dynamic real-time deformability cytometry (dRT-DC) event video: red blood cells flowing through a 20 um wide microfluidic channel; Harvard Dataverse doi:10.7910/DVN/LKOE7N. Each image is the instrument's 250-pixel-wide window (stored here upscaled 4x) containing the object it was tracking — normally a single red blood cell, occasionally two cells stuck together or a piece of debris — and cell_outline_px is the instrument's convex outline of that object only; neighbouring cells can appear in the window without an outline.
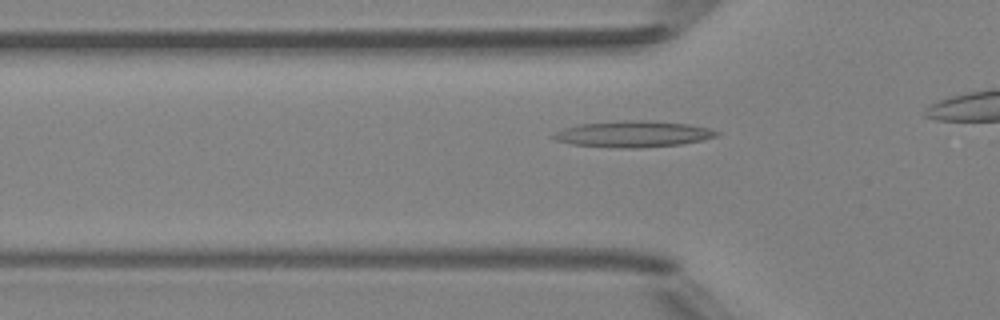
{"species": "Egyptian fruit bat (a non-hibernating species)", "species_latin": "Rousettus aegyptiacus", "temperature_condition": "room temperature", "stored_images_in_passage": 34, "camera_frame_rate_fps": 3000, "um_per_image_px": 0.085, "animal": {"sex": "female"}, "frame": {"image": 1, "passage_image": 11, "time_ms": 3.333, "image_size_px": [1000, 320], "cell_outline_px": [[720, 132], [716, 136], [700, 140], [680, 144], [640, 148], [620, 148], [572, 144], [556, 140], [548, 136], [564, 128], [580, 124], [628, 120], [644, 120], [688, 124], [708, 128]], "centroid_in_image_um": [53.78, 11.39], "position_along_channel_um": 72.0, "area_um2": 24.68}}
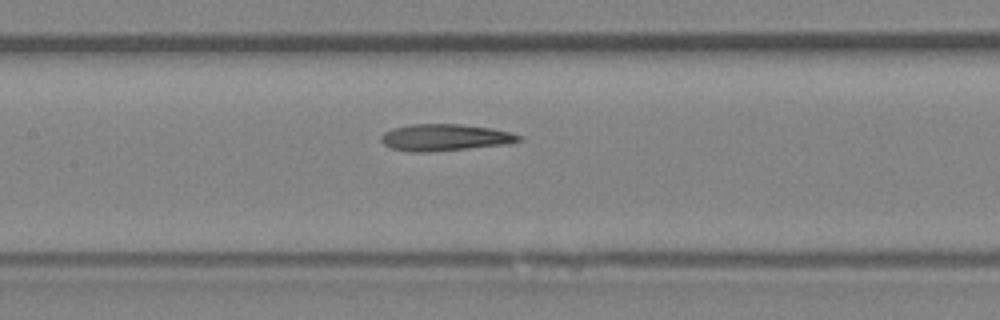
{"frame": {"image": 2, "passage_image": 18, "time_ms": 5.667, "image_size_px": [1000, 320], "cell_outline_px": [[524, 140], [508, 144], [468, 148], [424, 152], [412, 152], [392, 148], [384, 144], [380, 140], [380, 136], [384, 132], [392, 128], [412, 124], [460, 124], [492, 128], [524, 136]], "centroid_in_image_um": [37.83, 11.68], "position_along_channel_um": 169.6, "area_um2": 21.44}}
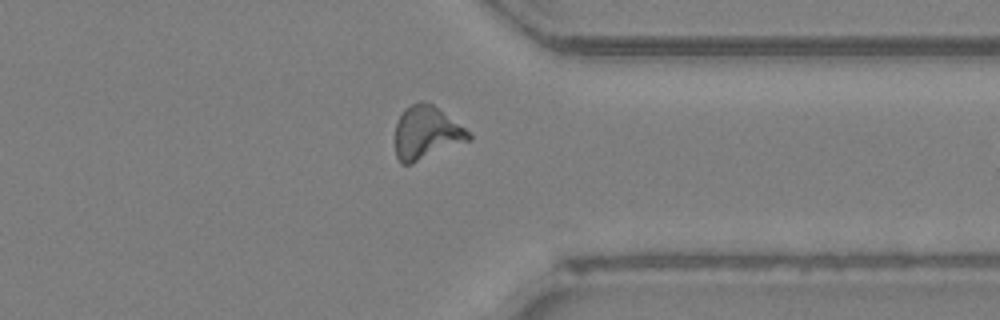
{"frame": {"image": 3, "passage_image": 33, "time_ms": 10.667, "image_size_px": [1000, 320], "cell_outline_px": [[472, 140], [412, 164], [400, 164], [396, 156], [396, 124], [404, 108], [420, 100], [432, 104], [464, 128], [472, 136]], "centroid_in_image_um": [36.24, 11.31], "position_along_channel_um": 375.2, "area_um2": 22.72}}